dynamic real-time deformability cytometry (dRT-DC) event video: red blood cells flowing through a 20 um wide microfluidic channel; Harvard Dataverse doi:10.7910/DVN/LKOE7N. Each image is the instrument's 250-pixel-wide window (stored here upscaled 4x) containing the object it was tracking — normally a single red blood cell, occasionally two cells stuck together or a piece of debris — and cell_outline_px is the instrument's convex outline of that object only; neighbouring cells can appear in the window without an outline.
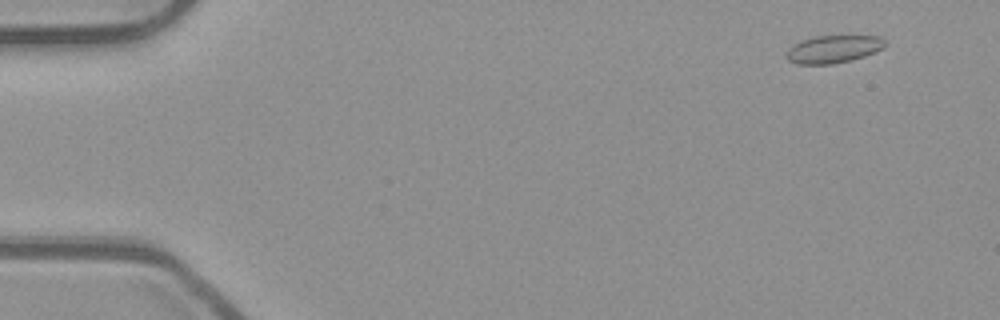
{"species": "common noctule bat (a hibernating species)", "species_latin": "Nyctalus noctula", "temperature_condition": "room temperature", "stored_images_in_passage": 52, "camera_frame_rate_fps": 3000, "um_per_image_px": 0.085, "animal": {"sex": "male", "body_mass_g": 23.1, "forearm_length_mm": 52.7}, "frame": {"image": 1, "passage_image": 5, "time_ms": 1.333, "image_size_px": [1000, 320], "cell_outline_px": [[884, 48], [864, 56], [832, 64], [796, 64], [788, 60], [784, 56], [788, 48], [792, 44], [816, 36], [880, 36], [884, 40]], "centroid_in_image_um": [70.78, 4.18], "position_along_channel_um": 14.2, "area_um2": 15.78}}
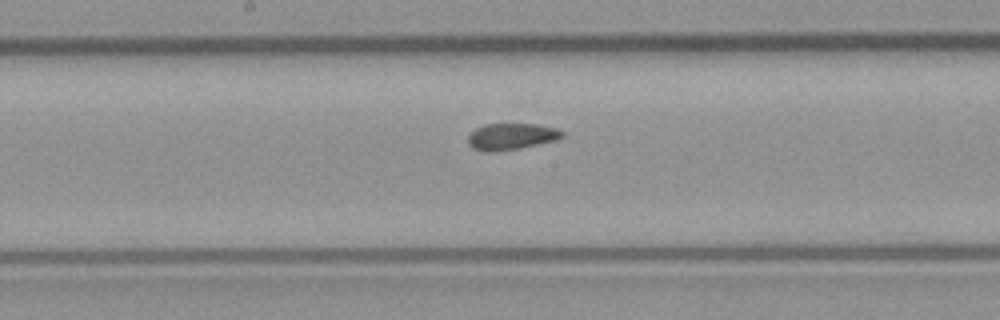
{"frame": {"image": 2, "passage_image": 29, "time_ms": 9.333, "image_size_px": [1000, 320], "cell_outline_px": [[564, 136], [556, 140], [520, 148], [496, 152], [484, 152], [472, 148], [468, 144], [468, 136], [476, 128], [484, 124], [536, 124], [556, 128], [564, 132]], "centroid_in_image_um": [43.44, 11.61], "position_along_channel_um": 204.8, "area_um2": 14.62}}
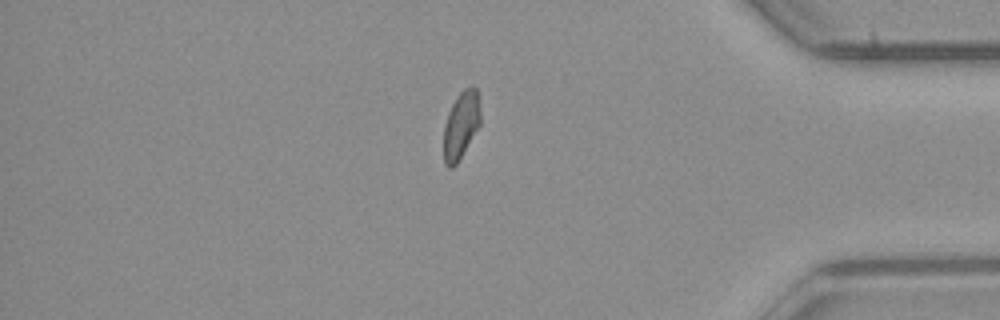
{"frame": {"image": 3, "passage_image": 46, "time_ms": 15.0, "image_size_px": [1000, 320], "cell_outline_px": [[480, 124], [456, 164], [452, 168], [448, 168], [444, 164], [444, 128], [448, 112], [456, 96], [464, 88], [472, 84], [476, 88], [480, 112]], "centroid_in_image_um": [39.17, 10.61], "position_along_channel_um": 396.0, "area_um2": 14.28}, "authors_computed_cell_mechanics": {"area_um2": 15.2303, "velocity_mm_per_s": 3.9189, "shape_relaxation_time_tau1_ms": null, "shape_relaxation_time_tau2_ms": 1.5858, "deformation_change_tau1": null, "deformation_change_tau2": 0.0552}}